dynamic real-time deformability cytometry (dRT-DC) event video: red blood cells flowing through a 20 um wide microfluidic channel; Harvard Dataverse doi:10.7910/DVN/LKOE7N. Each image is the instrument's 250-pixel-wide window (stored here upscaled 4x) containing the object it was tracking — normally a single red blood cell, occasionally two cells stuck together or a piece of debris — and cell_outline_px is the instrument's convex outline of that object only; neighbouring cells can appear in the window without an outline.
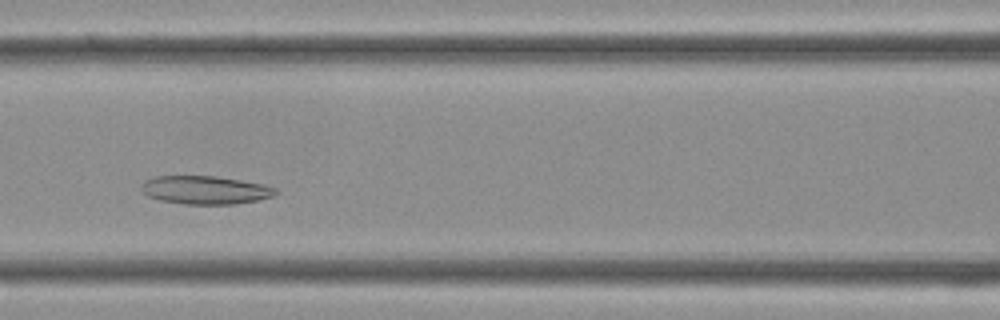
{"species": "Egyptian fruit bat (a non-hibernating species)", "species_latin": "Rousettus aegyptiacus", "temperature_condition": "cold", "stored_images_in_passage": 32, "camera_frame_rate_fps": 3000, "um_per_image_px": 0.085, "frame": {"image": 1, "passage_image": 11, "time_ms": 3.333, "image_size_px": [1000, 320], "cell_outline_px": [[280, 192], [272, 196], [260, 200], [232, 204], [184, 204], [160, 200], [148, 196], [140, 188], [140, 184], [144, 180], [152, 176], [216, 176], [240, 180], [260, 184], [276, 188]], "centroid_in_image_um": [17.42, 16.15], "position_along_channel_um": 149.2, "area_um2": 22.2}}
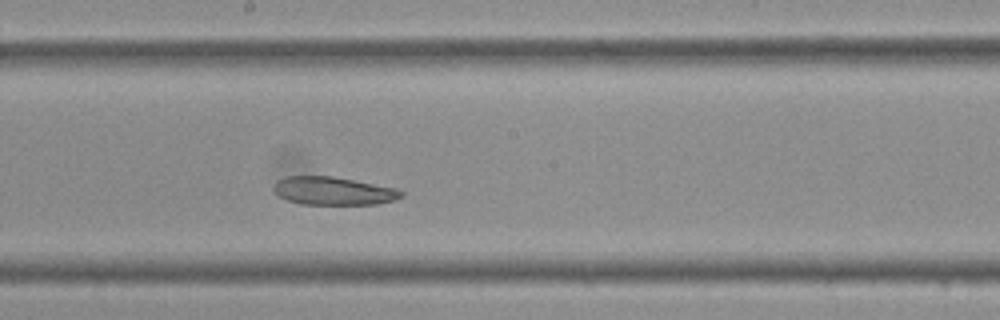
{"frame": {"image": 2, "passage_image": 15, "time_ms": 4.667, "image_size_px": [1000, 320], "cell_outline_px": [[404, 196], [396, 200], [380, 204], [300, 204], [288, 200], [280, 196], [272, 188], [280, 180], [288, 176], [332, 176], [396, 188], [404, 192]], "centroid_in_image_um": [28.4, 16.24], "position_along_channel_um": 219.8, "area_um2": 20.75}}
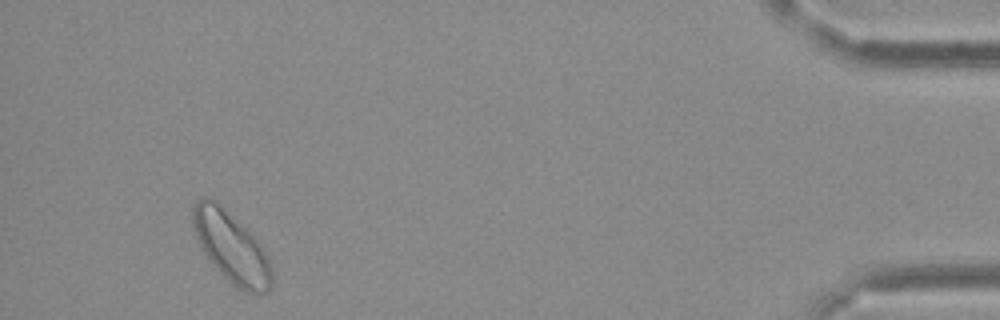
{"frame": {"image": 3, "passage_image": 30, "time_ms": 9.667, "image_size_px": [1000, 320], "cell_outline_px": [[272, 284], [268, 292], [256, 296], [244, 292], [232, 284], [208, 260], [192, 228], [192, 208], [196, 200], [204, 196], [216, 200], [256, 236], [272, 268]], "centroid_in_image_um": [19.67, 21.02], "position_along_channel_um": 415.5, "area_um2": 33.0}}